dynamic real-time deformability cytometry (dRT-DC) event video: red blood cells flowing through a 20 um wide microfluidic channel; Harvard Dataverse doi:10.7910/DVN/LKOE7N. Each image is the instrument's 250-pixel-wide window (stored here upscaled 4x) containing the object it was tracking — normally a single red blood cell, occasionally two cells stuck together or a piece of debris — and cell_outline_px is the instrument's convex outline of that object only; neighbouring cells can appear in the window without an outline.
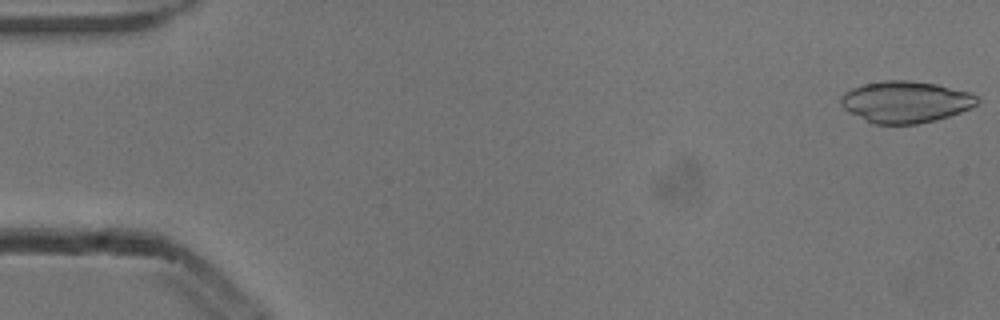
{"species": "common noctule bat (a hibernating species)", "species_latin": "Nyctalus noctula", "temperature_condition": "cold", "stored_images_in_passage": 5, "camera_frame_rate_fps": 3000, "um_per_image_px": 0.085, "animal": {"sex": "male", "body_mass_g": 13.3}, "frame": {"image": 1, "passage_image": 1, "time_ms": 0.0, "image_size_px": [1000, 320], "cell_outline_px": [[980, 100], [972, 108], [936, 120], [916, 124], [876, 124], [848, 112], [840, 104], [840, 96], [844, 92], [852, 88], [864, 84], [884, 80], [908, 80], [936, 84], [972, 92]], "centroid_in_image_um": [76.98, 8.65], "position_along_channel_um": 8.0, "area_um2": 33.12}}